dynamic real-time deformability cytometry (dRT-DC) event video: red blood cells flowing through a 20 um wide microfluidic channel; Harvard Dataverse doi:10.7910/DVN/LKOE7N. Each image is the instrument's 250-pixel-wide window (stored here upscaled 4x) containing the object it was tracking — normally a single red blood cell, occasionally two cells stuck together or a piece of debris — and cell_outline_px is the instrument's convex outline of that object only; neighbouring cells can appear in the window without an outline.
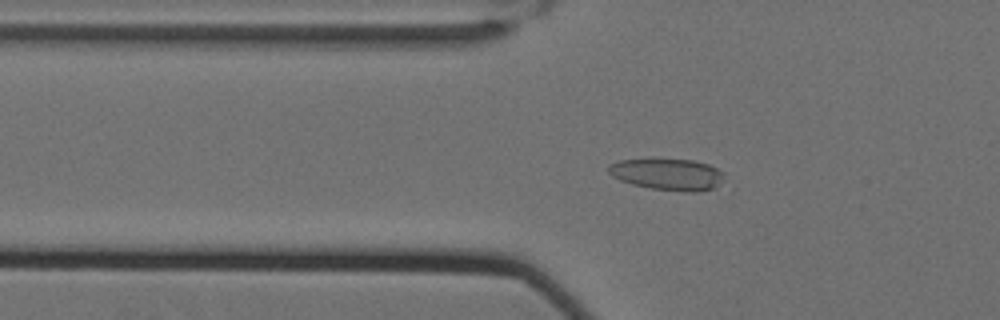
{"species": "Egyptian fruit bat (a non-hibernating species)", "species_latin": "Rousettus aegyptiacus", "temperature_condition": "cold", "stored_images_in_passage": 32, "camera_frame_rate_fps": 3000, "um_per_image_px": 0.085, "animal": {"sex": "female"}, "frame": {"image": 1, "passage_image": 2, "time_ms": 0.333, "image_size_px": [1000, 320], "cell_outline_px": [[724, 172], [716, 184], [712, 188], [696, 192], [688, 192], [652, 188], [632, 184], [620, 180], [612, 176], [608, 172], [608, 164], [620, 160], [652, 156], [692, 160], [708, 164]], "centroid_in_image_um": [56.64, 14.75], "position_along_channel_um": 69.2, "area_um2": 21.73}}
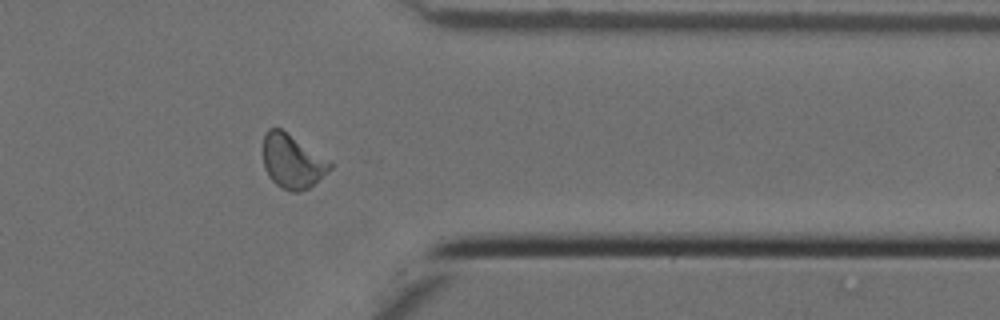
{"frame": {"image": 2, "passage_image": 30, "time_ms": 9.667, "image_size_px": [1000, 320], "cell_outline_px": [[332, 168], [328, 172], [308, 188], [300, 192], [292, 192], [280, 188], [268, 176], [264, 168], [264, 132], [268, 128], [280, 128], [332, 160]], "centroid_in_image_um": [24.87, 13.71], "position_along_channel_um": 386.5, "area_um2": 21.27}}